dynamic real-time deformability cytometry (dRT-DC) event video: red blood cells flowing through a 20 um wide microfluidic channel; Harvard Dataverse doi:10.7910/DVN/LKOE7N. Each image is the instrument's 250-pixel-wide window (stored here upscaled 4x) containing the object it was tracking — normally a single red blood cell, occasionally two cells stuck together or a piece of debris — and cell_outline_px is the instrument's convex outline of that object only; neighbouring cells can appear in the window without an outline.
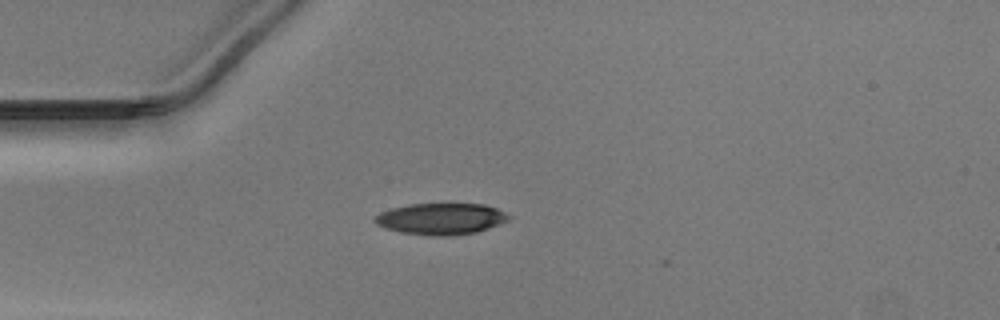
{"species": "Egyptian fruit bat (a non-hibernating species)", "species_latin": "Rousettus aegyptiacus", "temperature_condition": "warm", "stored_images_in_passage": 5, "camera_frame_rate_fps": 3000, "um_per_image_px": 0.085, "animal": {"sex": "male"}, "frame": {"image": 1, "passage_image": 3, "time_ms": 0.667, "image_size_px": [1000, 320], "cell_outline_px": [[512, 216], [508, 220], [488, 228], [476, 232], [444, 236], [436, 236], [400, 232], [376, 224], [372, 220], [380, 212], [392, 208], [408, 204], [484, 204], [496, 208]], "centroid_in_image_um": [37.48, 18.59], "position_along_channel_um": 47.5, "area_um2": 24.28}}